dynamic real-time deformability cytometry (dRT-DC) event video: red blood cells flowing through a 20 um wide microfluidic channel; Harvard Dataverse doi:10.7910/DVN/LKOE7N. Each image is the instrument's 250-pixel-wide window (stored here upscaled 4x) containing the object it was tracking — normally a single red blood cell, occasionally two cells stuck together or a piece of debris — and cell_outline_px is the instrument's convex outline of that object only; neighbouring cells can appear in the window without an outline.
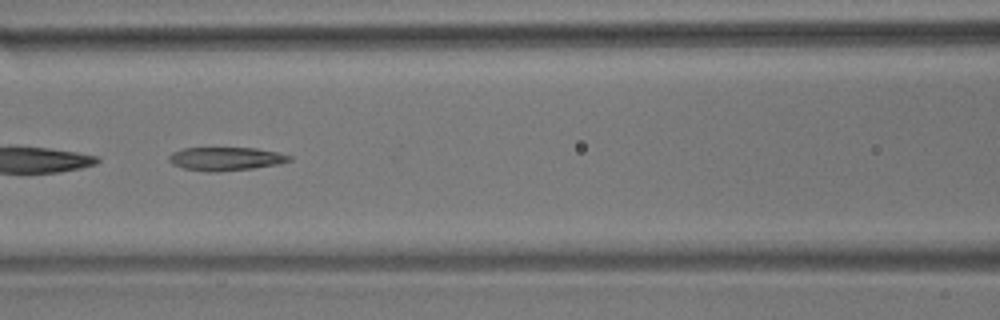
{"species": "common noctule bat (a hibernating species)", "species_latin": "Nyctalus noctula", "temperature_condition": "room temperature", "stored_images_in_passage": 8, "camera_frame_rate_fps": 3000, "um_per_image_px": 0.085, "animal": {"sex": "male", "body_mass_g": 17.9}, "frame": {"image": 1, "passage_image": 7, "time_ms": 7.0, "image_size_px": [1000, 320], "cell_outline_px": [[292, 160], [280, 164], [252, 168], [216, 172], [208, 172], [184, 168], [172, 164], [168, 160], [168, 156], [172, 152], [184, 148], [256, 148], [276, 152], [292, 156]], "centroid_in_image_um": [19.18, 13.5], "position_along_channel_um": 147.4, "area_um2": 16.42}}
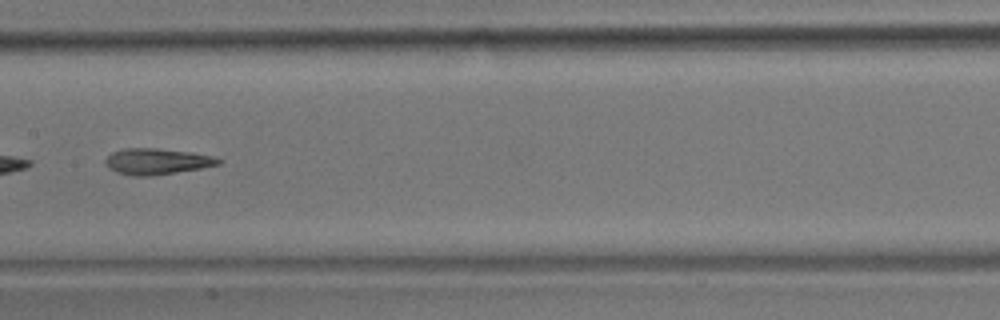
{"frame": {"image": 2, "passage_image": 8, "time_ms": 8.333, "image_size_px": [1000, 320], "cell_outline_px": [[224, 160], [220, 164], [200, 168], [152, 176], [132, 176], [116, 172], [108, 168], [104, 164], [104, 160], [112, 152], [124, 148], [156, 148], [192, 152], [212, 156]], "centroid_in_image_um": [13.31, 13.72], "position_along_channel_um": 194.1, "area_um2": 17.28}}